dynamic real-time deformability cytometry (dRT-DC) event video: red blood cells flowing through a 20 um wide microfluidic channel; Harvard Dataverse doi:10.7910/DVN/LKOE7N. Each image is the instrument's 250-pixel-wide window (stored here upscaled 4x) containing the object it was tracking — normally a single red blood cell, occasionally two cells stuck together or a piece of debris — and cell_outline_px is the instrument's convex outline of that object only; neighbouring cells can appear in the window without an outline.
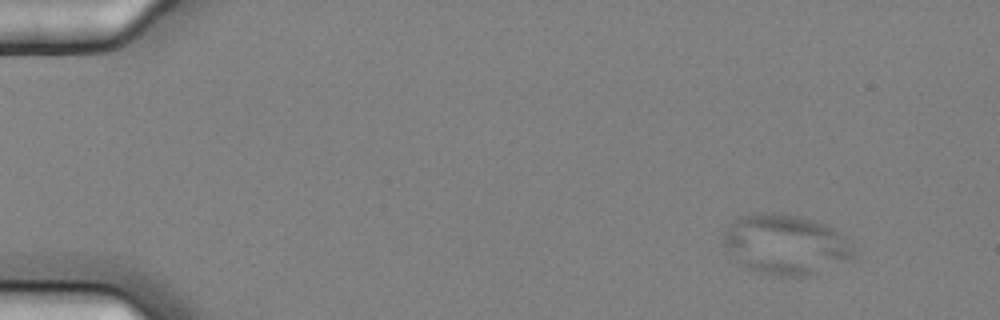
{"species": "common noctule bat (a hibernating species)", "species_latin": "Nyctalus noctula", "temperature_condition": "cold", "stored_images_in_passage": 9, "camera_frame_rate_fps": 3000, "um_per_image_px": 0.085, "animal": {"sex": "female", "body_mass_g": 25.1}, "frame": {"image": 1, "passage_image": 1, "time_ms": 0.0, "image_size_px": [1000, 320], "cell_outline_px": [[856, 252], [852, 260], [808, 276], [780, 276], [760, 272], [748, 268], [736, 260], [720, 244], [720, 240], [728, 224], [736, 216], [760, 212], [776, 212], [800, 216], [816, 220], [828, 224], [852, 240]], "centroid_in_image_um": [66.79, 20.75], "position_along_channel_um": 18.2, "area_um2": 46.82}}
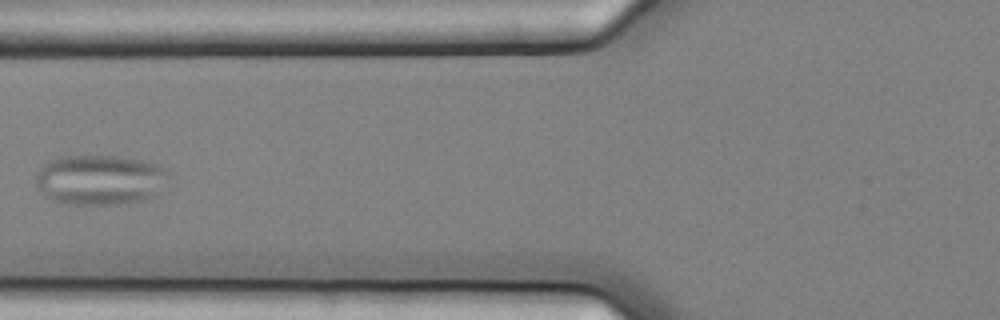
{"frame": {"image": 2, "passage_image": 6, "time_ms": 1.667, "image_size_px": [1000, 320], "cell_outline_px": [[168, 176], [160, 196], [140, 200], [116, 204], [76, 204], [56, 200], [44, 196], [36, 184], [36, 172], [44, 164], [52, 160], [64, 156], [116, 156], [140, 160], [160, 164], [168, 168]], "centroid_in_image_um": [8.57, 15.28], "position_along_channel_um": 117.2, "area_um2": 38.9}}